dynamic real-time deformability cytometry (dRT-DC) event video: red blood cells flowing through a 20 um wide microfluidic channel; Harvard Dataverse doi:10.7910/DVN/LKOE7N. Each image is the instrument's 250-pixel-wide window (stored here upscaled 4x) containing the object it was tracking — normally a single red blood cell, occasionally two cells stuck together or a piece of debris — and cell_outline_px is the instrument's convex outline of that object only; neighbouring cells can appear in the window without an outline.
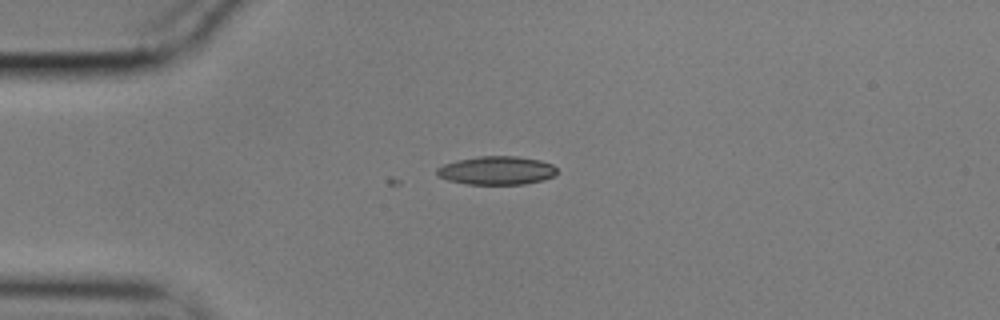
{"species": "common noctule bat (a hibernating species)", "species_latin": "Nyctalus noctula", "temperature_condition": "cold", "stored_images_in_passage": 3, "camera_frame_rate_fps": 3000, "um_per_image_px": 0.085, "animal": {"sex": "male", "body_mass_g": 17.9}, "frame": {"image": 1, "passage_image": 1, "time_ms": 0.0, "image_size_px": [1000, 320], "cell_outline_px": [[556, 172], [552, 176], [540, 180], [524, 184], [468, 184], [448, 180], [436, 176], [436, 168], [444, 164], [456, 160], [480, 156], [516, 156], [540, 160], [552, 164], [556, 168]], "centroid_in_image_um": [42.16, 14.48], "position_along_channel_um": 42.8, "area_um2": 19.83}}